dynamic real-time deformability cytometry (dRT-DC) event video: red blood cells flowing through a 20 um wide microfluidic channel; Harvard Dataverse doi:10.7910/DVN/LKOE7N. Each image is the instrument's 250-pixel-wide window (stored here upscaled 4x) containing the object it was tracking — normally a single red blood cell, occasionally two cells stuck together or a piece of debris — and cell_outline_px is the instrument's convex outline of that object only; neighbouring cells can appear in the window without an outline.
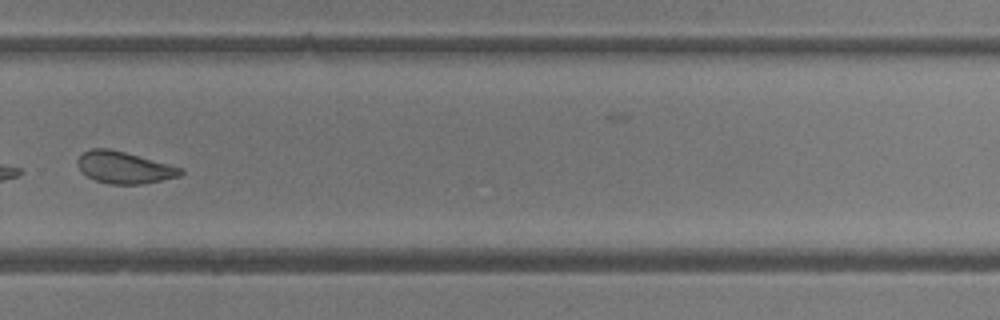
{"species": "common noctule bat (a hibernating species)", "species_latin": "Nyctalus noctula", "temperature_condition": "room temperature", "stored_images_in_passage": 29, "camera_frame_rate_fps": 3000, "um_per_image_px": 0.085, "animal": {"sex": "female"}, "frame": {"image": 1, "passage_image": 16, "time_ms": 5.0, "image_size_px": [1000, 320], "cell_outline_px": [[184, 172], [180, 176], [140, 184], [108, 184], [96, 180], [80, 172], [76, 164], [76, 160], [84, 152], [92, 148], [108, 148], [124, 152], [184, 168]], "centroid_in_image_um": [10.53, 14.24], "position_along_channel_um": 319.3, "area_um2": 19.07}}